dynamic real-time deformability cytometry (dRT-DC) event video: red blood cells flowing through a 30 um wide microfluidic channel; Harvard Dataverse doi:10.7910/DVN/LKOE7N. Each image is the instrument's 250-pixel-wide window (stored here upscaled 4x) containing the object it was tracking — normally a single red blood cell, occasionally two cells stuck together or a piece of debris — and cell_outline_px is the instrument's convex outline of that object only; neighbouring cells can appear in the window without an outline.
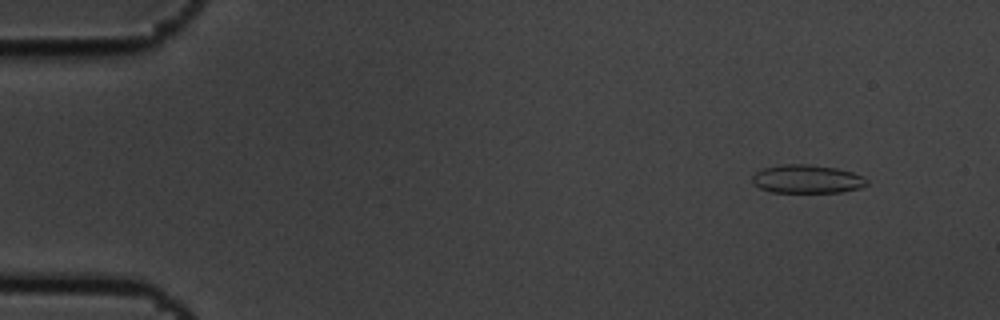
{"species": "common noctule bat (a hibernating species)", "species_latin": "Nyctalus noctula", "temperature_condition": "cold", "stored_images_in_passage": 4, "camera_frame_rate_fps": 3000, "um_per_image_px": 0.085, "animal": {"sex": "male", "body_mass_g": 19.5, "forearm_length_mm": 54.6}, "frame": {"image": 1, "passage_image": 1, "time_ms": 0.0, "image_size_px": [1000, 320], "cell_outline_px": [[868, 184], [860, 188], [840, 192], [772, 192], [760, 188], [752, 180], [752, 176], [756, 172], [764, 168], [780, 164], [808, 164], [836, 168], [852, 172], [864, 176], [868, 180]], "centroid_in_image_um": [68.62, 15.21], "position_along_channel_um": 16.4, "area_um2": 18.96}}
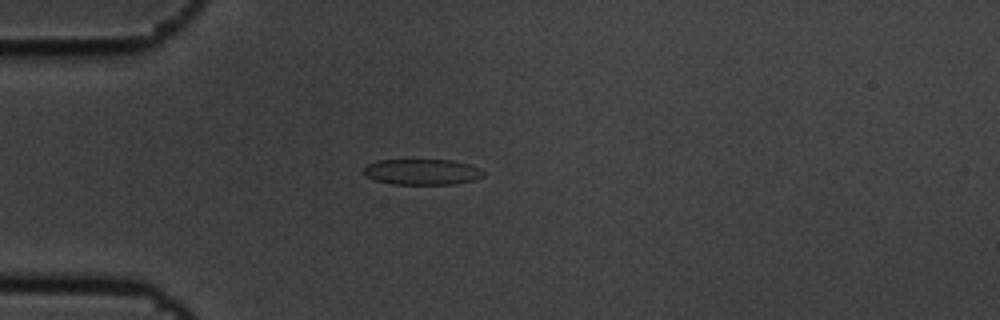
{"frame": {"image": 2, "passage_image": 3, "time_ms": 0.667, "image_size_px": [1000, 320], "cell_outline_px": [[484, 176], [472, 180], [456, 184], [392, 184], [376, 180], [364, 176], [364, 168], [368, 164], [376, 160], [452, 160], [468, 164], [480, 168], [484, 172]], "centroid_in_image_um": [35.87, 14.61], "position_along_channel_um": 49.1, "area_um2": 17.98}}